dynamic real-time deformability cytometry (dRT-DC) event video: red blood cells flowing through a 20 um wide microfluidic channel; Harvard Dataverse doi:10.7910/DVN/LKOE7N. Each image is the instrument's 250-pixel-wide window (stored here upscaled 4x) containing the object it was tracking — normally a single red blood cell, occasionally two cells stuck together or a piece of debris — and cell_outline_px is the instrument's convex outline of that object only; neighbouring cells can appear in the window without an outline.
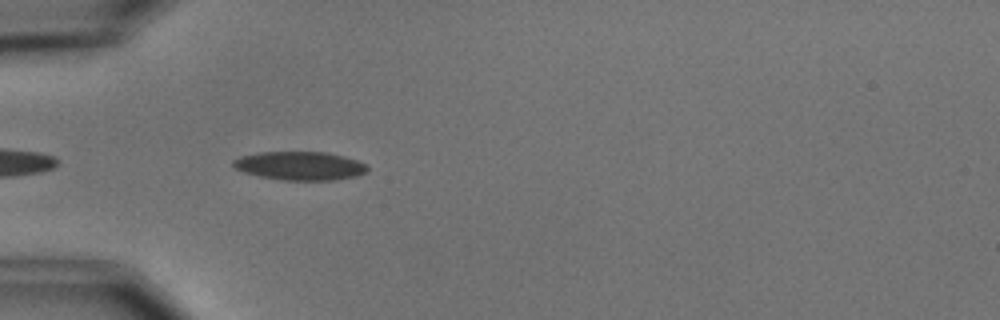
{"species": "common noctule bat (a hibernating species)", "species_latin": "Nyctalus noctula", "temperature_condition": "cold", "stored_images_in_passage": 4, "camera_frame_rate_fps": 3000, "um_per_image_px": 0.085, "animal": {"sex": "male", "body_mass_g": 15.6}, "frame": {"image": 1, "passage_image": 4, "time_ms": 3.333, "image_size_px": [1000, 320], "cell_outline_px": [[368, 172], [356, 176], [332, 180], [284, 180], [260, 176], [244, 172], [236, 168], [232, 164], [232, 160], [240, 156], [260, 152], [328, 152], [344, 156], [368, 164]], "centroid_in_image_um": [25.52, 14.09], "position_along_channel_um": 59.5, "area_um2": 22.37}}